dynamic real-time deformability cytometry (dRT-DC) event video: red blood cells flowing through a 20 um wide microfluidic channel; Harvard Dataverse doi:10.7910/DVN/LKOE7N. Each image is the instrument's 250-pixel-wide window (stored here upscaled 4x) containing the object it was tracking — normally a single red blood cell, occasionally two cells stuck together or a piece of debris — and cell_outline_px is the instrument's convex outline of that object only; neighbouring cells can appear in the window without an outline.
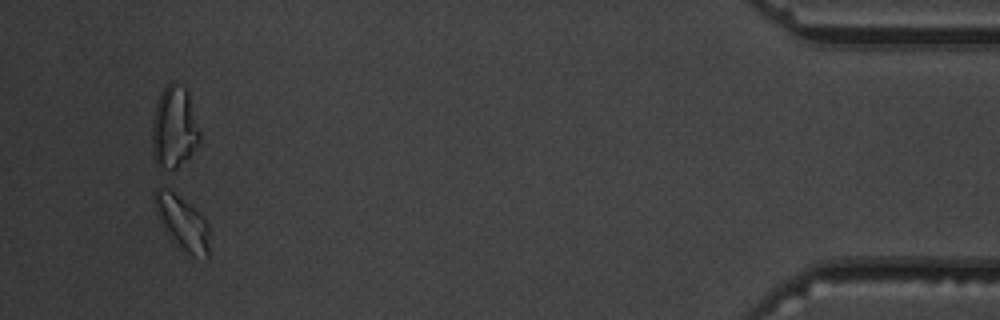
{"species": "common noctule bat (a hibernating species)", "species_latin": "Nyctalus noctula", "temperature_condition": "warm", "stored_images_in_passage": 16, "camera_frame_rate_fps": 3000, "um_per_image_px": 0.085, "animal": {"sex": "male", "body_mass_g": 19.5, "forearm_length_mm": 54.6}, "frame": {"image": 1, "passage_image": 16, "time_ms": 17.333, "image_size_px": [1000, 320], "cell_outline_px": [[208, 260], [192, 256], [184, 252], [172, 240], [164, 228], [156, 212], [152, 200], [152, 192], [156, 188], [168, 188], [200, 212], [208, 224]], "centroid_in_image_um": [15.48, 18.93], "position_along_channel_um": 419.7, "area_um2": 17.4}}